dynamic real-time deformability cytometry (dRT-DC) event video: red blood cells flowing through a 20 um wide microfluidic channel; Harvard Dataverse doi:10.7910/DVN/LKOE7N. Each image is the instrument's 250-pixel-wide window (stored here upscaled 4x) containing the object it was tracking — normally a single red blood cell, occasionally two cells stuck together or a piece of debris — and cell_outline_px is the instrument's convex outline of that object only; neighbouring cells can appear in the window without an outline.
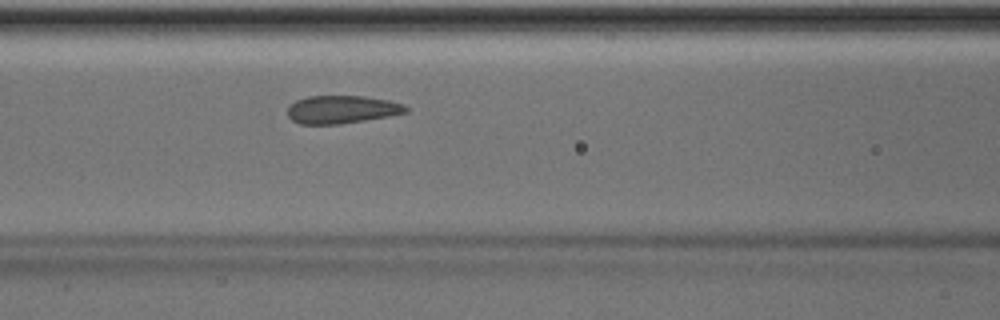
{"species": "Egyptian fruit bat (a non-hibernating species)", "species_latin": "Rousettus aegyptiacus", "temperature_condition": "room temperature", "stored_images_in_passage": 43, "camera_frame_rate_fps": 3000, "um_per_image_px": 0.085, "animal": {"sex": "male"}, "frame": {"image": 1, "passage_image": 14, "time_ms": 4.333, "image_size_px": [1000, 320], "cell_outline_px": [[408, 112], [388, 116], [340, 124], [300, 124], [292, 120], [288, 116], [288, 108], [296, 100], [308, 96], [364, 96], [388, 100], [404, 104], [408, 108]], "centroid_in_image_um": [29.06, 9.3], "position_along_channel_um": 137.5, "area_um2": 19.19}}
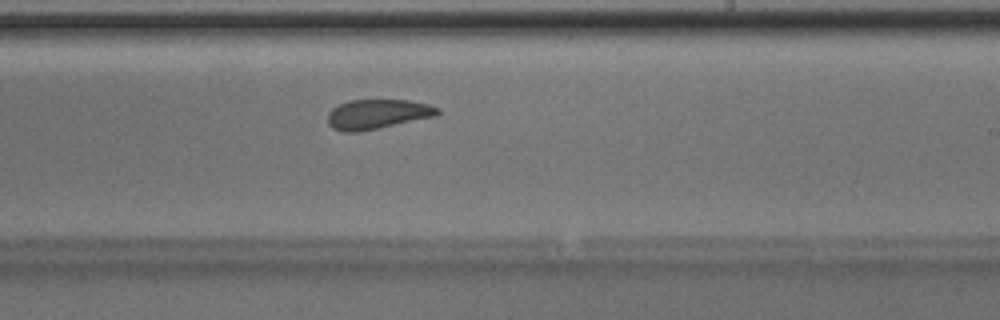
{"frame": {"image": 2, "passage_image": 23, "time_ms": 7.333, "image_size_px": [1000, 320], "cell_outline_px": [[440, 112], [436, 116], [356, 132], [344, 132], [332, 128], [328, 124], [328, 112], [332, 108], [348, 100], [408, 100], [428, 104], [440, 108]], "centroid_in_image_um": [32.06, 9.69], "position_along_channel_um": 256.9, "area_um2": 18.84}}
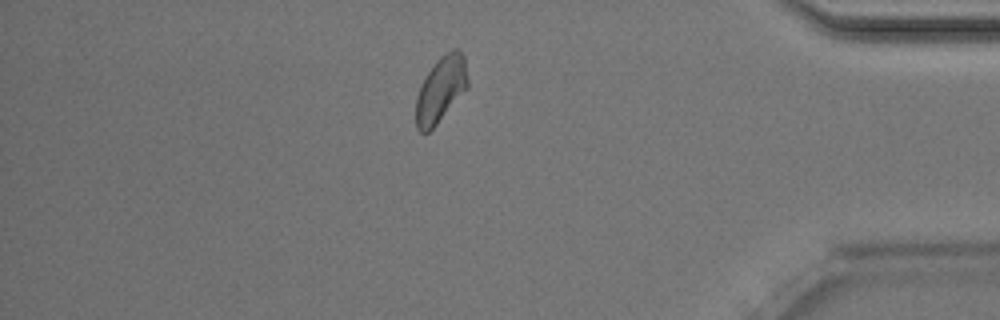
{"frame": {"image": 3, "passage_image": 36, "time_ms": 11.667, "image_size_px": [1000, 320], "cell_outline_px": [[468, 88], [436, 124], [428, 132], [420, 132], [416, 128], [416, 96], [428, 72], [436, 60], [440, 56], [456, 48], [460, 48], [464, 56], [468, 80]], "centroid_in_image_um": [37.48, 7.58], "position_along_channel_um": 397.7, "area_um2": 19.65}, "authors_computed_cell_mechanics": {"area_um2": 19.7676, "velocity_mm_per_s": 3.9922, "shape_relaxation_time_tau1_ms": 4.1313, "shape_relaxation_time_tau2_ms": null, "deformation_change_tau1": 0.0856, "deformation_change_tau2": null}}